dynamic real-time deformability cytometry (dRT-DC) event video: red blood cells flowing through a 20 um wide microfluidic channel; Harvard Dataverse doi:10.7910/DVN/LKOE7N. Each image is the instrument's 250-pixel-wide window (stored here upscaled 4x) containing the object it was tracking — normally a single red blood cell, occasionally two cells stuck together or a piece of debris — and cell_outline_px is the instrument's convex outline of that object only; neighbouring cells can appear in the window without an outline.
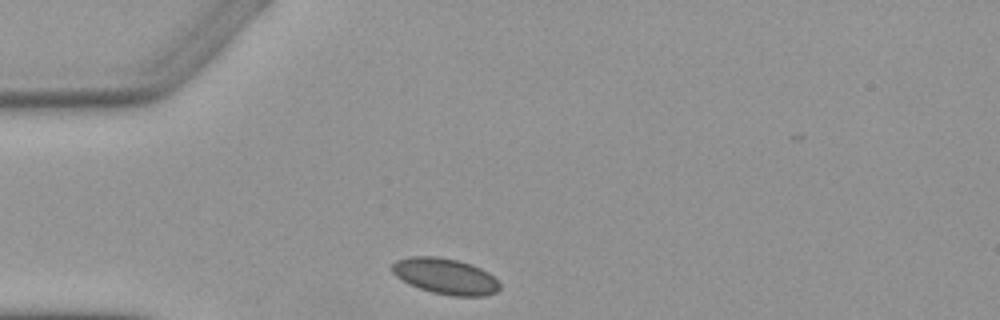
{"species": "Egyptian fruit bat (a non-hibernating species)", "species_latin": "Rousettus aegyptiacus", "temperature_condition": "warm", "stored_images_in_passage": 3, "camera_frame_rate_fps": 3000, "um_per_image_px": 0.085, "animal": {"sex": "female"}, "frame": {"image": 1, "passage_image": 1, "time_ms": 0.0, "image_size_px": [1000, 320], "cell_outline_px": [[500, 288], [496, 292], [484, 296], [452, 296], [432, 292], [408, 284], [396, 276], [392, 272], [392, 264], [396, 260], [408, 256], [436, 256], [456, 260], [472, 264], [488, 272], [500, 284]], "centroid_in_image_um": [37.84, 23.47], "position_along_channel_um": 47.2, "area_um2": 22.54}}
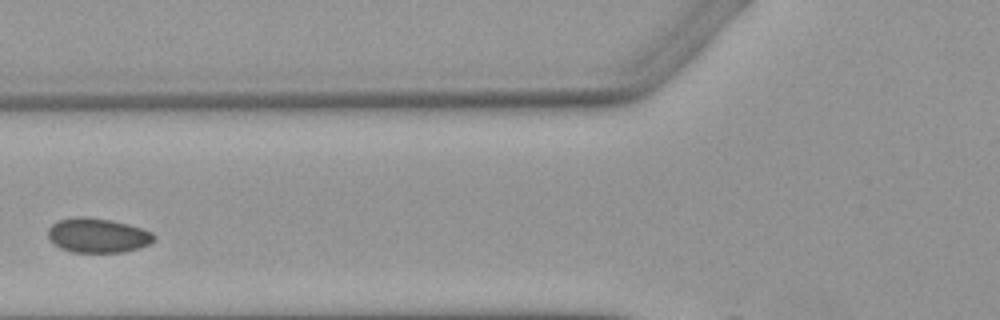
{"frame": {"image": 2, "passage_image": 3, "time_ms": 2.333, "image_size_px": [1000, 320], "cell_outline_px": [[156, 240], [140, 248], [124, 252], [72, 252], [60, 248], [52, 244], [48, 240], [48, 228], [52, 224], [60, 220], [76, 216], [84, 216], [112, 220], [128, 224], [152, 232], [156, 236]], "centroid_in_image_um": [8.29, 20.01], "position_along_channel_um": 117.5, "area_um2": 21.56}}